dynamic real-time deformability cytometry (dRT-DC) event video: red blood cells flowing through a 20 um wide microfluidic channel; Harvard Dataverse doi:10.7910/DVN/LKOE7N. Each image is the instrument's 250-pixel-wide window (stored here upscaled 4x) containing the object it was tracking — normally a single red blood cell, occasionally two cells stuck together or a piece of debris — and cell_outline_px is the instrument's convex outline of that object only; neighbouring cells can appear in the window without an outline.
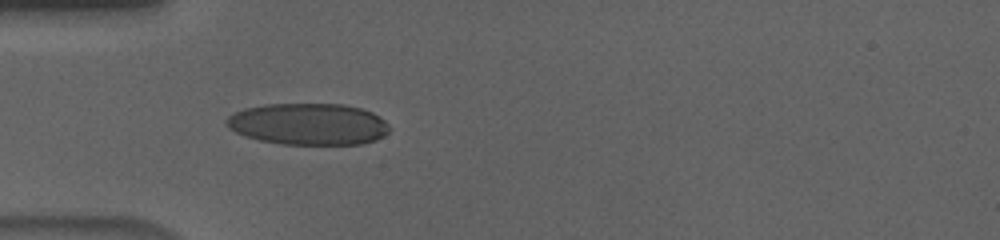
{"species": "human", "species_latin": "Homo sapiens", "temperature_condition": "cold", "stored_images_in_passage": 42, "camera_frame_rate_fps": 3000, "um_per_image_px": 0.085, "donor": {"sex": "male"}, "frame": {"image": 1, "passage_image": 3, "time_ms": 0.667, "image_size_px": [1000, 240], "cell_outline_px": [[388, 132], [384, 136], [376, 140], [360, 144], [280, 144], [260, 140], [244, 136], [228, 128], [224, 124], [224, 120], [228, 116], [244, 108], [264, 104], [344, 104], [360, 108], [372, 112], [380, 116], [388, 124]], "centroid_in_image_um": [26.19, 10.54], "position_along_channel_um": 58.8, "area_um2": 39.77}}
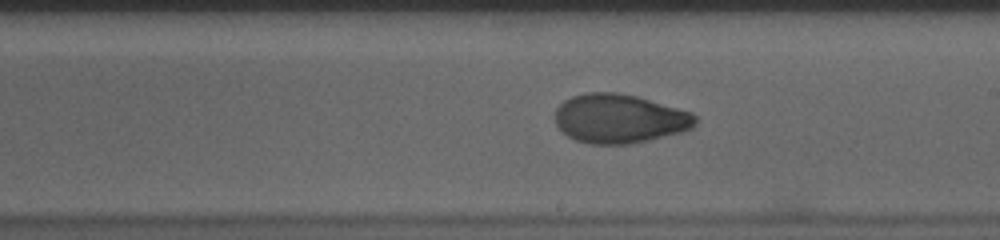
{"frame": {"image": 2, "passage_image": 18, "time_ms": 5.667, "image_size_px": [1000, 240], "cell_outline_px": [[696, 124], [692, 128], [680, 132], [632, 144], [588, 144], [576, 140], [568, 136], [556, 124], [556, 108], [564, 100], [572, 96], [588, 92], [616, 92], [636, 96], [692, 112], [696, 116]], "centroid_in_image_um": [52.65, 10.08], "position_along_channel_um": 236.3, "area_um2": 40.0}}
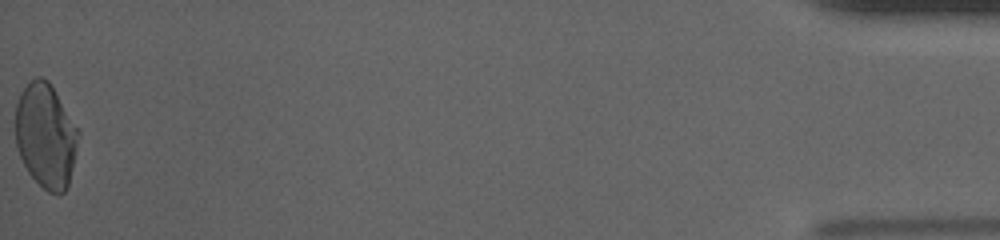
{"frame": {"image": 3, "passage_image": 42, "time_ms": 13.667, "image_size_px": [1000, 240], "cell_outline_px": [[80, 132], [68, 184], [64, 192], [60, 196], [56, 196], [48, 192], [28, 172], [20, 156], [16, 144], [16, 104], [20, 92], [36, 76], [40, 76], [48, 80], [80, 128]], "centroid_in_image_um": [3.91, 11.52], "position_along_channel_um": 431.3, "area_um2": 38.44}, "authors_computed_cell_mechanics": {"area_um2": 39.5063, "velocity_mm_per_s": 3.6462, "shape_relaxation_time_tau1_ms": 9.021, "shape_relaxation_time_tau2_ms": 1.4409, "deformation_change_tau1": 0.224, "deformation_change_tau2": 0.0493}}